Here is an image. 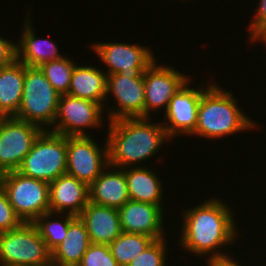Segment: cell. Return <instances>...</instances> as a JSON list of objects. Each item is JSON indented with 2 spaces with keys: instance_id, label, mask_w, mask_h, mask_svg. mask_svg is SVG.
<instances>
[{
  "instance_id": "6da1fadb",
  "label": "cell",
  "mask_w": 266,
  "mask_h": 266,
  "mask_svg": "<svg viewBox=\"0 0 266 266\" xmlns=\"http://www.w3.org/2000/svg\"><path fill=\"white\" fill-rule=\"evenodd\" d=\"M217 199L214 197L204 200L194 208L183 210L184 221L179 243L185 252L201 258L209 255L206 258L210 259L226 255L221 248L233 245L238 235L234 212L226 202L218 197Z\"/></svg>"
},
{
  "instance_id": "7a4b0ae2",
  "label": "cell",
  "mask_w": 266,
  "mask_h": 266,
  "mask_svg": "<svg viewBox=\"0 0 266 266\" xmlns=\"http://www.w3.org/2000/svg\"><path fill=\"white\" fill-rule=\"evenodd\" d=\"M150 118H123L107 122L108 164L117 168L136 167L148 161L171 139L161 122ZM134 165V166H132Z\"/></svg>"
},
{
  "instance_id": "3957f363",
  "label": "cell",
  "mask_w": 266,
  "mask_h": 266,
  "mask_svg": "<svg viewBox=\"0 0 266 266\" xmlns=\"http://www.w3.org/2000/svg\"><path fill=\"white\" fill-rule=\"evenodd\" d=\"M232 95V91L221 89L215 81L201 96L198 122L191 135L216 140L256 128L254 120L245 115Z\"/></svg>"
},
{
  "instance_id": "277c9868",
  "label": "cell",
  "mask_w": 266,
  "mask_h": 266,
  "mask_svg": "<svg viewBox=\"0 0 266 266\" xmlns=\"http://www.w3.org/2000/svg\"><path fill=\"white\" fill-rule=\"evenodd\" d=\"M60 96L39 67L24 65L21 105L15 118L35 124L43 130L52 128Z\"/></svg>"
},
{
  "instance_id": "5b68a950",
  "label": "cell",
  "mask_w": 266,
  "mask_h": 266,
  "mask_svg": "<svg viewBox=\"0 0 266 266\" xmlns=\"http://www.w3.org/2000/svg\"><path fill=\"white\" fill-rule=\"evenodd\" d=\"M66 166L67 137L44 130L17 171L50 184L66 173Z\"/></svg>"
},
{
  "instance_id": "8992f818",
  "label": "cell",
  "mask_w": 266,
  "mask_h": 266,
  "mask_svg": "<svg viewBox=\"0 0 266 266\" xmlns=\"http://www.w3.org/2000/svg\"><path fill=\"white\" fill-rule=\"evenodd\" d=\"M52 266L51 251L33 223L0 232V266Z\"/></svg>"
},
{
  "instance_id": "52a82bcc",
  "label": "cell",
  "mask_w": 266,
  "mask_h": 266,
  "mask_svg": "<svg viewBox=\"0 0 266 266\" xmlns=\"http://www.w3.org/2000/svg\"><path fill=\"white\" fill-rule=\"evenodd\" d=\"M0 186L23 222L33 223L50 212L49 183L10 171L0 175Z\"/></svg>"
},
{
  "instance_id": "ba28073f",
  "label": "cell",
  "mask_w": 266,
  "mask_h": 266,
  "mask_svg": "<svg viewBox=\"0 0 266 266\" xmlns=\"http://www.w3.org/2000/svg\"><path fill=\"white\" fill-rule=\"evenodd\" d=\"M44 130L15 117L0 119V175L17 171Z\"/></svg>"
},
{
  "instance_id": "9c48e42d",
  "label": "cell",
  "mask_w": 266,
  "mask_h": 266,
  "mask_svg": "<svg viewBox=\"0 0 266 266\" xmlns=\"http://www.w3.org/2000/svg\"><path fill=\"white\" fill-rule=\"evenodd\" d=\"M103 107L94 101L63 94L53 127L49 131L68 136H88L84 129L101 127Z\"/></svg>"
},
{
  "instance_id": "30bf717a",
  "label": "cell",
  "mask_w": 266,
  "mask_h": 266,
  "mask_svg": "<svg viewBox=\"0 0 266 266\" xmlns=\"http://www.w3.org/2000/svg\"><path fill=\"white\" fill-rule=\"evenodd\" d=\"M91 45L99 60L107 65V75L120 73L129 78L144 77L145 70L158 59L149 47L138 44L113 41Z\"/></svg>"
},
{
  "instance_id": "8fae6325",
  "label": "cell",
  "mask_w": 266,
  "mask_h": 266,
  "mask_svg": "<svg viewBox=\"0 0 266 266\" xmlns=\"http://www.w3.org/2000/svg\"><path fill=\"white\" fill-rule=\"evenodd\" d=\"M103 146L91 135L68 136L66 173L89 186L109 165L107 141Z\"/></svg>"
},
{
  "instance_id": "7c38bea8",
  "label": "cell",
  "mask_w": 266,
  "mask_h": 266,
  "mask_svg": "<svg viewBox=\"0 0 266 266\" xmlns=\"http://www.w3.org/2000/svg\"><path fill=\"white\" fill-rule=\"evenodd\" d=\"M188 80L171 98L164 113L162 124L171 139L178 135H189L195 131L198 122V106L202 94L213 84L206 87L191 88ZM180 133V134H179Z\"/></svg>"
},
{
  "instance_id": "4fadbf2b",
  "label": "cell",
  "mask_w": 266,
  "mask_h": 266,
  "mask_svg": "<svg viewBox=\"0 0 266 266\" xmlns=\"http://www.w3.org/2000/svg\"><path fill=\"white\" fill-rule=\"evenodd\" d=\"M188 80H190L189 76L170 65H157L156 59L144 72V118H150L152 112L161 107L166 111L173 95Z\"/></svg>"
},
{
  "instance_id": "5bb4252c",
  "label": "cell",
  "mask_w": 266,
  "mask_h": 266,
  "mask_svg": "<svg viewBox=\"0 0 266 266\" xmlns=\"http://www.w3.org/2000/svg\"><path fill=\"white\" fill-rule=\"evenodd\" d=\"M114 95L118 108H109L108 122L123 118H144V77H126L120 73L107 75L106 100Z\"/></svg>"
},
{
  "instance_id": "9a60e30c",
  "label": "cell",
  "mask_w": 266,
  "mask_h": 266,
  "mask_svg": "<svg viewBox=\"0 0 266 266\" xmlns=\"http://www.w3.org/2000/svg\"><path fill=\"white\" fill-rule=\"evenodd\" d=\"M163 209L159 205L129 199L118 209L122 232L143 234L155 240L164 238Z\"/></svg>"
},
{
  "instance_id": "2e32d148",
  "label": "cell",
  "mask_w": 266,
  "mask_h": 266,
  "mask_svg": "<svg viewBox=\"0 0 266 266\" xmlns=\"http://www.w3.org/2000/svg\"><path fill=\"white\" fill-rule=\"evenodd\" d=\"M88 191L85 182L68 173L62 174L49 184L50 212L78 217L89 202Z\"/></svg>"
},
{
  "instance_id": "e0dca14e",
  "label": "cell",
  "mask_w": 266,
  "mask_h": 266,
  "mask_svg": "<svg viewBox=\"0 0 266 266\" xmlns=\"http://www.w3.org/2000/svg\"><path fill=\"white\" fill-rule=\"evenodd\" d=\"M89 202L119 209L128 200L124 169L108 165L89 185Z\"/></svg>"
},
{
  "instance_id": "ac0fdd59",
  "label": "cell",
  "mask_w": 266,
  "mask_h": 266,
  "mask_svg": "<svg viewBox=\"0 0 266 266\" xmlns=\"http://www.w3.org/2000/svg\"><path fill=\"white\" fill-rule=\"evenodd\" d=\"M78 217L85 224L91 243L109 245L122 233L117 208L88 202Z\"/></svg>"
},
{
  "instance_id": "d6986e66",
  "label": "cell",
  "mask_w": 266,
  "mask_h": 266,
  "mask_svg": "<svg viewBox=\"0 0 266 266\" xmlns=\"http://www.w3.org/2000/svg\"><path fill=\"white\" fill-rule=\"evenodd\" d=\"M29 15L30 13H26L23 31L19 42L16 43V58L26 66L39 67L43 63L64 57L58 52L56 42L48 38H37L35 29L31 26L33 20L28 18Z\"/></svg>"
},
{
  "instance_id": "ffe728a7",
  "label": "cell",
  "mask_w": 266,
  "mask_h": 266,
  "mask_svg": "<svg viewBox=\"0 0 266 266\" xmlns=\"http://www.w3.org/2000/svg\"><path fill=\"white\" fill-rule=\"evenodd\" d=\"M107 74L95 66L76 65L70 82L68 95L94 101L104 109L106 100Z\"/></svg>"
},
{
  "instance_id": "44dd1931",
  "label": "cell",
  "mask_w": 266,
  "mask_h": 266,
  "mask_svg": "<svg viewBox=\"0 0 266 266\" xmlns=\"http://www.w3.org/2000/svg\"><path fill=\"white\" fill-rule=\"evenodd\" d=\"M130 200L159 205L162 208L163 187L157 173L146 166L124 169Z\"/></svg>"
},
{
  "instance_id": "7402d4cb",
  "label": "cell",
  "mask_w": 266,
  "mask_h": 266,
  "mask_svg": "<svg viewBox=\"0 0 266 266\" xmlns=\"http://www.w3.org/2000/svg\"><path fill=\"white\" fill-rule=\"evenodd\" d=\"M91 244L85 224L77 217L63 241L51 252L52 266H78Z\"/></svg>"
},
{
  "instance_id": "603a6c76",
  "label": "cell",
  "mask_w": 266,
  "mask_h": 266,
  "mask_svg": "<svg viewBox=\"0 0 266 266\" xmlns=\"http://www.w3.org/2000/svg\"><path fill=\"white\" fill-rule=\"evenodd\" d=\"M24 64L17 58L0 69V115L15 117L21 105Z\"/></svg>"
},
{
  "instance_id": "cb8c5ba5",
  "label": "cell",
  "mask_w": 266,
  "mask_h": 266,
  "mask_svg": "<svg viewBox=\"0 0 266 266\" xmlns=\"http://www.w3.org/2000/svg\"><path fill=\"white\" fill-rule=\"evenodd\" d=\"M60 220H53L57 217L53 212H47L39 216L33 224L37 227L41 238L46 243L47 248L52 252L67 235L69 225L77 218L70 214H59ZM52 218V220H51ZM50 219V220H49Z\"/></svg>"
},
{
  "instance_id": "d4e9b609",
  "label": "cell",
  "mask_w": 266,
  "mask_h": 266,
  "mask_svg": "<svg viewBox=\"0 0 266 266\" xmlns=\"http://www.w3.org/2000/svg\"><path fill=\"white\" fill-rule=\"evenodd\" d=\"M154 240V238L143 234L122 232L113 242L109 244V247L119 266H127Z\"/></svg>"
},
{
  "instance_id": "484cf974",
  "label": "cell",
  "mask_w": 266,
  "mask_h": 266,
  "mask_svg": "<svg viewBox=\"0 0 266 266\" xmlns=\"http://www.w3.org/2000/svg\"><path fill=\"white\" fill-rule=\"evenodd\" d=\"M76 65L72 59L61 57L41 64L39 69L55 90L63 95L68 93L72 73Z\"/></svg>"
},
{
  "instance_id": "4316f807",
  "label": "cell",
  "mask_w": 266,
  "mask_h": 266,
  "mask_svg": "<svg viewBox=\"0 0 266 266\" xmlns=\"http://www.w3.org/2000/svg\"><path fill=\"white\" fill-rule=\"evenodd\" d=\"M166 238L154 240L142 253L136 256L127 266H167ZM167 247V249H166Z\"/></svg>"
},
{
  "instance_id": "83f0119b",
  "label": "cell",
  "mask_w": 266,
  "mask_h": 266,
  "mask_svg": "<svg viewBox=\"0 0 266 266\" xmlns=\"http://www.w3.org/2000/svg\"><path fill=\"white\" fill-rule=\"evenodd\" d=\"M78 266H119L109 245L91 243Z\"/></svg>"
},
{
  "instance_id": "f1b7e54d",
  "label": "cell",
  "mask_w": 266,
  "mask_h": 266,
  "mask_svg": "<svg viewBox=\"0 0 266 266\" xmlns=\"http://www.w3.org/2000/svg\"><path fill=\"white\" fill-rule=\"evenodd\" d=\"M23 223L10 204L6 192L0 186V232L16 229Z\"/></svg>"
},
{
  "instance_id": "f546056e",
  "label": "cell",
  "mask_w": 266,
  "mask_h": 266,
  "mask_svg": "<svg viewBox=\"0 0 266 266\" xmlns=\"http://www.w3.org/2000/svg\"><path fill=\"white\" fill-rule=\"evenodd\" d=\"M257 4L256 15L249 23V31L247 30L250 33L248 34L249 42L253 43L258 42L257 39L266 32V0H259Z\"/></svg>"
},
{
  "instance_id": "4dcf8cb0",
  "label": "cell",
  "mask_w": 266,
  "mask_h": 266,
  "mask_svg": "<svg viewBox=\"0 0 266 266\" xmlns=\"http://www.w3.org/2000/svg\"><path fill=\"white\" fill-rule=\"evenodd\" d=\"M16 59V43L0 36V69Z\"/></svg>"
},
{
  "instance_id": "1f68e13d",
  "label": "cell",
  "mask_w": 266,
  "mask_h": 266,
  "mask_svg": "<svg viewBox=\"0 0 266 266\" xmlns=\"http://www.w3.org/2000/svg\"><path fill=\"white\" fill-rule=\"evenodd\" d=\"M206 261V266H241V264L236 262L233 257L231 258L229 254L206 259Z\"/></svg>"
},
{
  "instance_id": "d6a6232c",
  "label": "cell",
  "mask_w": 266,
  "mask_h": 266,
  "mask_svg": "<svg viewBox=\"0 0 266 266\" xmlns=\"http://www.w3.org/2000/svg\"><path fill=\"white\" fill-rule=\"evenodd\" d=\"M258 41H262L265 45V47H266V32L261 36V37H259L258 39H257Z\"/></svg>"
},
{
  "instance_id": "836d02e7",
  "label": "cell",
  "mask_w": 266,
  "mask_h": 266,
  "mask_svg": "<svg viewBox=\"0 0 266 266\" xmlns=\"http://www.w3.org/2000/svg\"><path fill=\"white\" fill-rule=\"evenodd\" d=\"M1 266H22V265H1Z\"/></svg>"
}]
</instances>
